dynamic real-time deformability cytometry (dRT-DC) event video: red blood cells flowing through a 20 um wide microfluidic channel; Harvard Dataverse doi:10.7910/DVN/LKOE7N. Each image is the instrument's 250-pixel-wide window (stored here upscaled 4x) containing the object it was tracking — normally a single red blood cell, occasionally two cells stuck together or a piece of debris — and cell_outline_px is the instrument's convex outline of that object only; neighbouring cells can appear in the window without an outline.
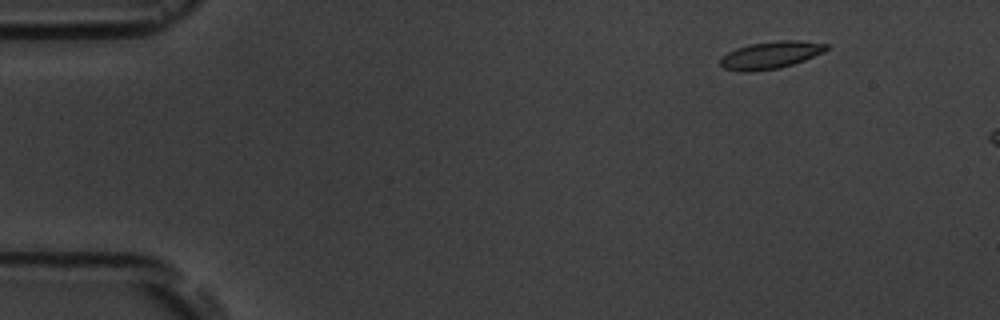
{"species": "common noctule bat (a hibernating species)", "species_latin": "Nyctalus noctula", "temperature_condition": "room temperature", "stored_images_in_passage": 3, "camera_frame_rate_fps": 3000, "um_per_image_px": 0.085, "animal": {"sex": "male", "body_mass_g": 19.5, "forearm_length_mm": 54.6}, "frame": {"image": 1, "passage_image": 1, "time_ms": 0.0, "image_size_px": [1000, 320], "cell_outline_px": [[828, 48], [824, 52], [804, 60], [780, 68], [752, 72], [740, 72], [724, 68], [720, 64], [720, 60], [728, 52], [736, 48], [748, 44], [780, 40], [796, 40], [828, 44]], "centroid_in_image_um": [65.49, 4.68], "position_along_channel_um": 19.5, "area_um2": 16.88}}